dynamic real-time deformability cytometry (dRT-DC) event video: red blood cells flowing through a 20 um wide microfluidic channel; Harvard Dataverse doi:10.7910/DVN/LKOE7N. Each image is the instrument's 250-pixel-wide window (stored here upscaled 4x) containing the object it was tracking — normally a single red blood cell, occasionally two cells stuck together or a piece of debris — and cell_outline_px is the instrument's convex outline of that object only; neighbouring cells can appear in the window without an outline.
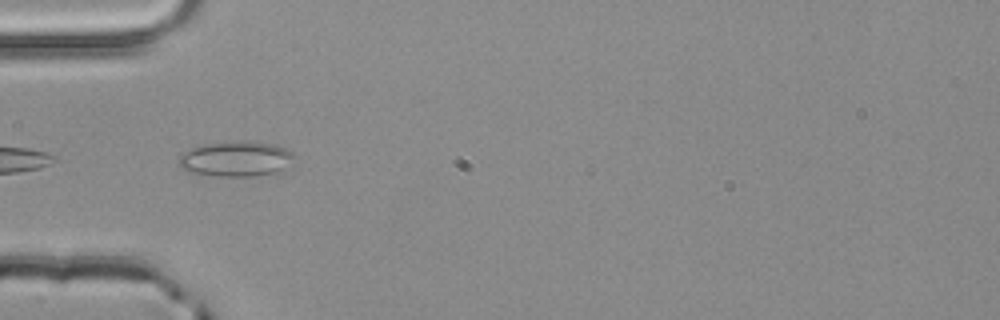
{"species": "common noctule bat (a hibernating species)", "species_latin": "Nyctalus noctula", "temperature_condition": "room temperature", "stored_images_in_passage": 3, "camera_frame_rate_fps": 3000, "um_per_image_px": 0.085, "animal": {"sex": "male", "body_mass_g": 20.4}, "frame": {"image": 1, "passage_image": 3, "time_ms": 0.667, "image_size_px": [1000, 320], "cell_outline_px": [[296, 156], [284, 168], [276, 172], [252, 176], [216, 176], [188, 172], [176, 164], [180, 156], [184, 152], [192, 148], [204, 144], [252, 140], [276, 144], [292, 152]], "centroid_in_image_um": [20.04, 13.5], "position_along_channel_um": 65.0, "area_um2": 23.76}}